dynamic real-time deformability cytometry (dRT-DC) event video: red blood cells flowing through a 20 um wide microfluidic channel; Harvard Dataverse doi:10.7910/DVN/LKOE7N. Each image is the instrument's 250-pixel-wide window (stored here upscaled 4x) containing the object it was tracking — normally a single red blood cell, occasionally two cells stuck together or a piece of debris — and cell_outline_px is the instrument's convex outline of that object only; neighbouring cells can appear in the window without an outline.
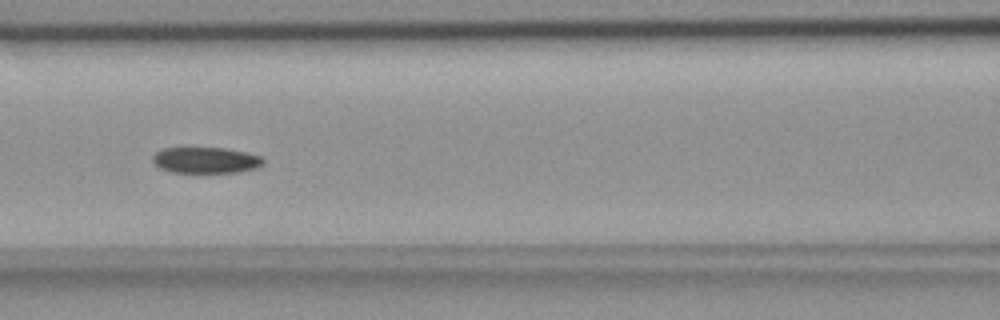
{"species": "common noctule bat (a hibernating species)", "species_latin": "Nyctalus noctula", "temperature_condition": "room temperature", "stored_images_in_passage": 38, "camera_frame_rate_fps": 3000, "um_per_image_px": 0.085, "animal": {"sex": "female", "body_mass_g": 18.4}, "frame": {"image": 1, "passage_image": 12, "time_ms": 3.667, "image_size_px": [1000, 320], "cell_outline_px": [[264, 164], [256, 168], [236, 172], [172, 172], [160, 168], [152, 160], [152, 156], [156, 152], [164, 148], [224, 148], [244, 152], [260, 156], [264, 160]], "centroid_in_image_um": [17.48, 13.61], "position_along_channel_um": 149.1, "area_um2": 16.59}}
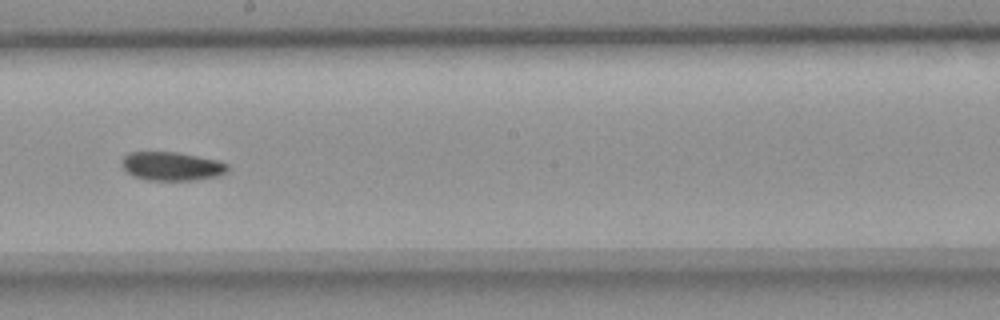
{"frame": {"image": 2, "passage_image": 19, "time_ms": 6.0, "image_size_px": [1000, 320], "cell_outline_px": [[228, 172], [216, 176], [196, 180], [148, 180], [132, 176], [124, 168], [124, 156], [128, 152], [176, 152], [216, 160], [228, 164]], "centroid_in_image_um": [14.62, 14.13], "position_along_channel_um": 233.6, "area_um2": 17.46}}
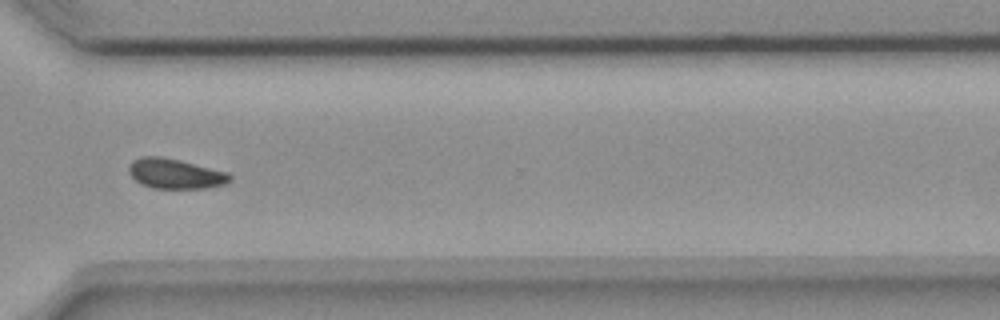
{"frame": {"image": 3, "passage_image": 29, "time_ms": 9.333, "image_size_px": [1000, 320], "cell_outline_px": [[232, 180], [224, 184], [208, 188], [152, 188], [140, 184], [128, 172], [128, 168], [132, 160], [140, 156], [160, 156], [180, 160], [228, 172], [232, 176]], "centroid_in_image_um": [14.89, 14.76], "position_along_channel_um": 355.7, "area_um2": 17.8}, "authors_computed_cell_mechanics": {"area_um2": 17.8602, "velocity_mm_per_s": 3.6394, "shape_relaxation_time_tau1_ms": 4.5033, "shape_relaxation_time_tau2_ms": null, "deformation_change_tau1": 0.1021, "deformation_change_tau2": null}}